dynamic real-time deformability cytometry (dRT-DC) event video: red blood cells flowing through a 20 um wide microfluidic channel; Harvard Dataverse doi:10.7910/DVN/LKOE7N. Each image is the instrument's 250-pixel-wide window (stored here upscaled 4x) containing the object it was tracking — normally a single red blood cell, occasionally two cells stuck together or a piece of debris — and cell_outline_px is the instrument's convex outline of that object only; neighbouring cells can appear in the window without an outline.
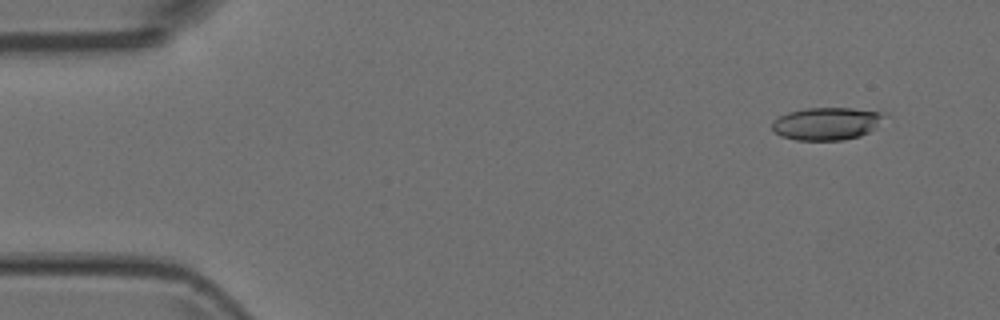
{"species": "Egyptian fruit bat (a non-hibernating species)", "species_latin": "Rousettus aegyptiacus", "temperature_condition": "room temperature", "stored_images_in_passage": 5, "camera_frame_rate_fps": 3000, "um_per_image_px": 0.085, "animal": {"sex": "female"}, "frame": {"image": 1, "passage_image": 1, "time_ms": 0.0, "image_size_px": [1000, 320], "cell_outline_px": [[892, 116], [876, 128], [860, 136], [844, 140], [796, 140], [780, 136], [772, 128], [772, 120], [788, 112], [804, 108], [852, 108], [884, 112]], "centroid_in_image_um": [70.36, 10.5], "position_along_channel_um": 14.6, "area_um2": 21.85}}
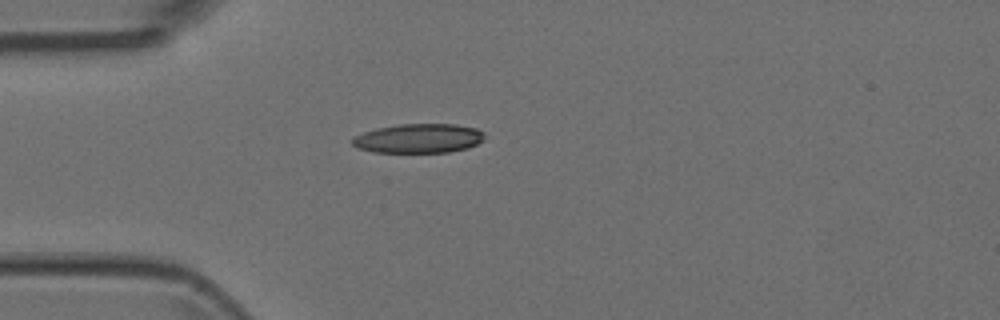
{"frame": {"image": 2, "passage_image": 4, "time_ms": 1.0, "image_size_px": [1000, 320], "cell_outline_px": [[484, 140], [468, 148], [448, 152], [372, 152], [356, 148], [352, 144], [352, 140], [356, 136], [364, 132], [376, 128], [400, 124], [452, 124], [476, 128], [484, 132]], "centroid_in_image_um": [35.58, 11.76], "position_along_channel_um": 49.4, "area_um2": 22.54}}